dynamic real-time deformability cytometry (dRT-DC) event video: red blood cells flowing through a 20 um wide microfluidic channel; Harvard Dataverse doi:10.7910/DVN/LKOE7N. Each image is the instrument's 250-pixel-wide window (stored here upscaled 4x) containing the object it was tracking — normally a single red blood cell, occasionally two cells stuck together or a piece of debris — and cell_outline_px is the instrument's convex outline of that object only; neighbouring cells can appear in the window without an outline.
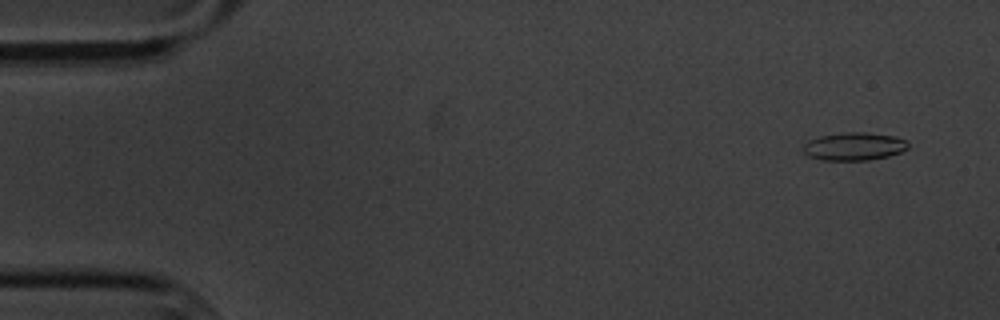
{"species": "common noctule bat (a hibernating species)", "species_latin": "Nyctalus noctula", "temperature_condition": "cold", "stored_images_in_passage": 6, "camera_frame_rate_fps": 3000, "um_per_image_px": 0.085, "animal": {"sex": "male", "body_mass_g": 20.1, "forearm_length_mm": 53.5}, "frame": {"image": 1, "passage_image": 1, "time_ms": 0.0, "image_size_px": [1000, 320], "cell_outline_px": [[908, 148], [900, 152], [888, 156], [868, 160], [820, 160], [808, 156], [804, 152], [804, 144], [808, 140], [820, 136], [844, 132], [864, 132], [896, 136], [908, 140]], "centroid_in_image_um": [72.61, 12.44], "position_along_channel_um": 12.4, "area_um2": 17.17}}
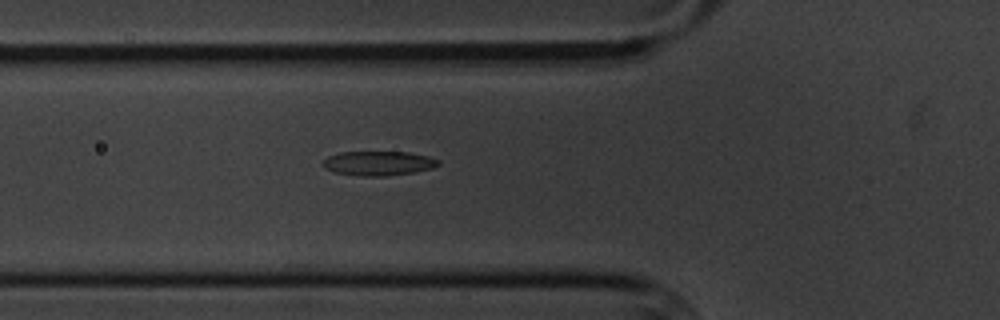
{"frame": {"image": 2, "passage_image": 6, "time_ms": 5.667, "image_size_px": [1000, 320], "cell_outline_px": [[440, 164], [432, 168], [412, 172], [384, 176], [360, 176], [332, 172], [324, 168], [320, 164], [328, 156], [340, 152], [408, 152], [428, 156], [440, 160]], "centroid_in_image_um": [32.12, 13.88], "position_along_channel_um": 93.7, "area_um2": 16.47}}